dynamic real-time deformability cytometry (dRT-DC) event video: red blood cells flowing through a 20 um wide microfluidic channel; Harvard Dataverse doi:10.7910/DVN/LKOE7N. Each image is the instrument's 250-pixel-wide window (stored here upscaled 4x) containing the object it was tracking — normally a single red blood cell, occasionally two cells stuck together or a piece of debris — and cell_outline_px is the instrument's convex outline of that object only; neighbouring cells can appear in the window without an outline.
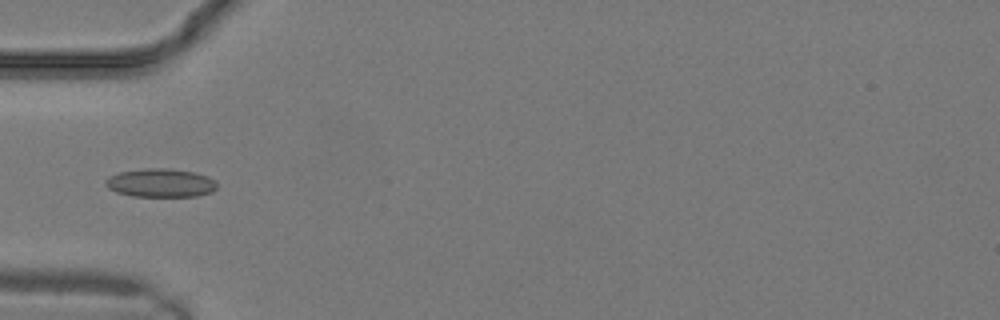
{"species": "common noctule bat (a hibernating species)", "species_latin": "Nyctalus noctula", "temperature_condition": "warm", "stored_images_in_passage": 10, "camera_frame_rate_fps": 3000, "um_per_image_px": 0.085, "animal": {"sex": "male", "body_mass_g": 19.2, "forearm_length_mm": 51.8}, "frame": {"image": 1, "passage_image": 9, "time_ms": 2.667, "image_size_px": [1000, 320], "cell_outline_px": [[216, 188], [212, 192], [196, 196], [132, 196], [116, 192], [108, 188], [104, 184], [108, 176], [120, 172], [144, 168], [172, 168], [196, 172], [208, 176], [216, 180]], "centroid_in_image_um": [13.66, 15.53], "position_along_channel_um": 71.3, "area_um2": 18.73}}